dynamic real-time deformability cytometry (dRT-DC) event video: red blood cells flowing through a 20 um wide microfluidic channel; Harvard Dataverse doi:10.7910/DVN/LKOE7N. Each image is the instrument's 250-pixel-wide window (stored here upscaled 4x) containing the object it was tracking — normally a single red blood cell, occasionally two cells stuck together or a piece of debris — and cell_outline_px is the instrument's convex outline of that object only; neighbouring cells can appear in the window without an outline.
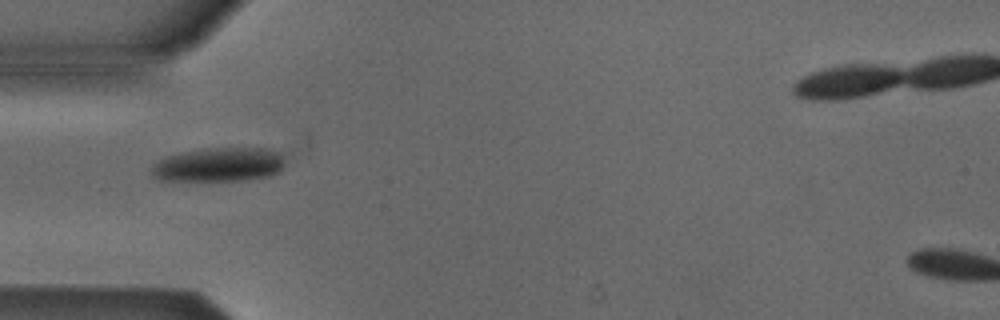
{"species": "Egyptian fruit bat (a non-hibernating species)", "species_latin": "Rousettus aegyptiacus", "temperature_condition": "cold", "stored_images_in_passage": 4, "camera_frame_rate_fps": 3000, "um_per_image_px": 0.085, "animal": {"sex": "male"}, "frame": {"image": 1, "passage_image": 1, "time_ms": 0.0, "image_size_px": [1000, 320], "cell_outline_px": [[284, 164], [280, 172], [272, 176], [244, 180], [160, 180], [152, 176], [152, 168], [164, 156], [180, 152], [204, 148], [268, 148], [280, 152]], "centroid_in_image_um": [18.64, 13.99], "position_along_channel_um": 66.4, "area_um2": 26.59}}
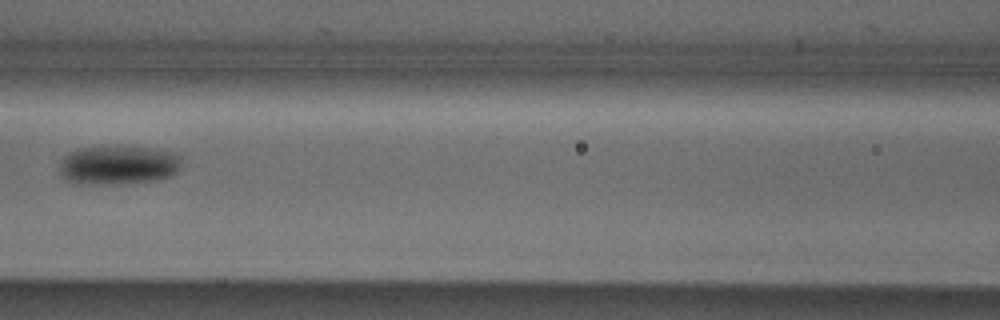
{"frame": {"image": 2, "passage_image": 3, "time_ms": 2.333, "image_size_px": [1000, 320], "cell_outline_px": [[180, 168], [172, 176], [156, 180], [128, 184], [72, 184], [64, 180], [60, 176], [60, 164], [64, 156], [68, 152], [80, 148], [148, 148], [176, 152], [180, 156]], "centroid_in_image_um": [10.03, 14.08], "position_along_channel_um": 156.6, "area_um2": 27.86}}
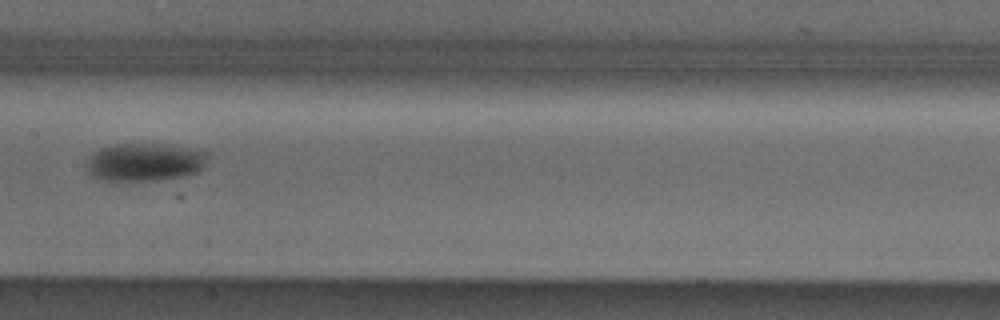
{"frame": {"image": 3, "passage_image": 4, "time_ms": 3.333, "image_size_px": [1000, 320], "cell_outline_px": [[208, 152], [204, 164], [196, 172], [188, 176], [156, 180], [108, 180], [92, 176], [88, 172], [84, 164], [100, 148], [116, 144], [168, 144], [204, 148]], "centroid_in_image_um": [12.37, 13.75], "position_along_channel_um": 195.0, "area_um2": 27.05}}